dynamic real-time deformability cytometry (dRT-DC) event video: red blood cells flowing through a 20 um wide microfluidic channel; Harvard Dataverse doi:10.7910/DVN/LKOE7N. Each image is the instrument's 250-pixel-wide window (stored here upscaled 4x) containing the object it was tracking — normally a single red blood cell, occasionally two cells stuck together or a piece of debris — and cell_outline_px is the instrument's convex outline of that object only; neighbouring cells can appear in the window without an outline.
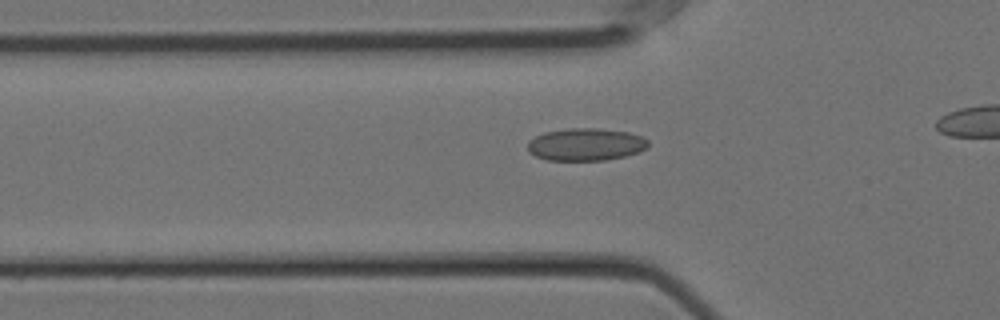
{"species": "Egyptian fruit bat (a non-hibernating species)", "species_latin": "Rousettus aegyptiacus", "temperature_condition": "cold", "stored_images_in_passage": 40, "camera_frame_rate_fps": 3000, "um_per_image_px": 0.085, "animal": {"sex": "female"}, "frame": {"image": 1, "passage_image": 13, "time_ms": 4.0, "image_size_px": [1000, 320], "cell_outline_px": [[648, 148], [640, 152], [624, 156], [604, 160], [548, 160], [536, 156], [528, 152], [528, 140], [544, 132], [568, 128], [596, 128], [628, 132], [640, 136], [648, 140]], "centroid_in_image_um": [49.78, 12.27], "position_along_channel_um": 76.0, "area_um2": 22.83}}
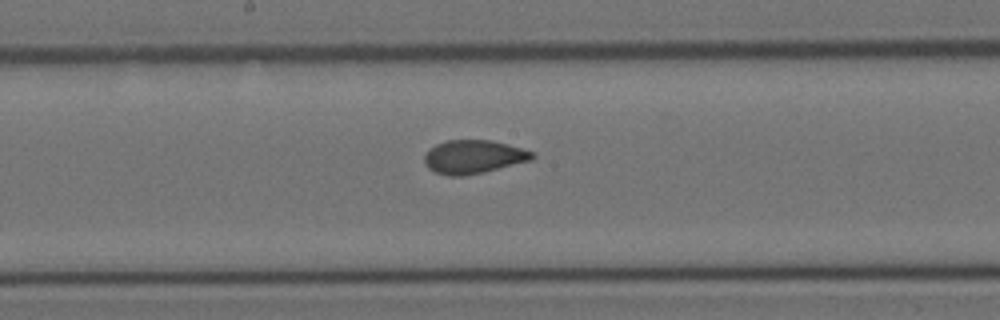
{"frame": {"image": 2, "passage_image": 24, "time_ms": 7.667, "image_size_px": [1000, 320], "cell_outline_px": [[536, 156], [532, 160], [484, 172], [464, 176], [448, 176], [436, 172], [428, 168], [424, 164], [424, 156], [436, 144], [448, 140], [488, 140], [508, 144], [536, 152]], "centroid_in_image_um": [40.28, 13.33], "position_along_channel_um": 207.9, "area_um2": 21.1}}
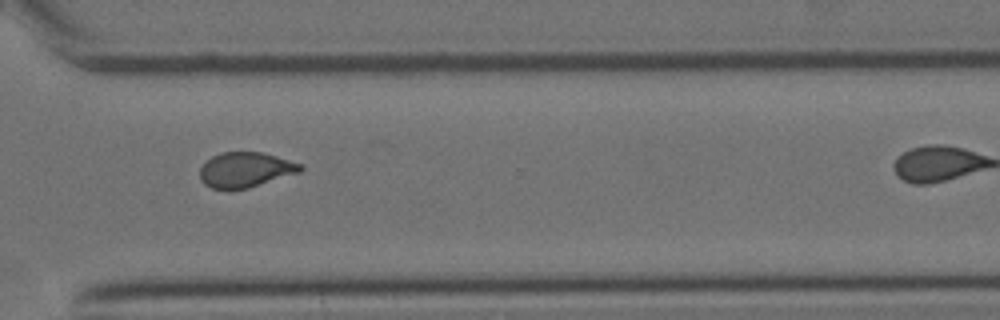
{"frame": {"image": 3, "passage_image": 36, "time_ms": 11.667, "image_size_px": [1000, 320], "cell_outline_px": [[304, 168], [300, 172], [248, 188], [228, 192], [212, 188], [204, 184], [200, 180], [200, 168], [212, 156], [220, 152], [260, 152], [276, 156], [300, 164]], "centroid_in_image_um": [20.81, 14.46], "position_along_channel_um": 349.8, "area_um2": 20.75}}